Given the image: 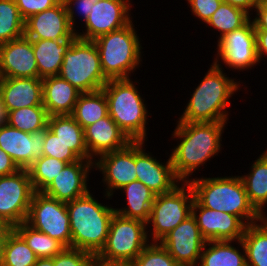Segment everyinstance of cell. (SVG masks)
Returning <instances> with one entry per match:
<instances>
[{
	"instance_id": "obj_39",
	"label": "cell",
	"mask_w": 267,
	"mask_h": 266,
	"mask_svg": "<svg viewBox=\"0 0 267 266\" xmlns=\"http://www.w3.org/2000/svg\"><path fill=\"white\" fill-rule=\"evenodd\" d=\"M43 155L64 161L67 164L78 161L80 158L48 127H46V137L43 146Z\"/></svg>"
},
{
	"instance_id": "obj_46",
	"label": "cell",
	"mask_w": 267,
	"mask_h": 266,
	"mask_svg": "<svg viewBox=\"0 0 267 266\" xmlns=\"http://www.w3.org/2000/svg\"><path fill=\"white\" fill-rule=\"evenodd\" d=\"M256 36V51L259 63L263 55H267V31L255 30Z\"/></svg>"
},
{
	"instance_id": "obj_31",
	"label": "cell",
	"mask_w": 267,
	"mask_h": 266,
	"mask_svg": "<svg viewBox=\"0 0 267 266\" xmlns=\"http://www.w3.org/2000/svg\"><path fill=\"white\" fill-rule=\"evenodd\" d=\"M108 115V103L103 90L81 93L71 116L84 129Z\"/></svg>"
},
{
	"instance_id": "obj_47",
	"label": "cell",
	"mask_w": 267,
	"mask_h": 266,
	"mask_svg": "<svg viewBox=\"0 0 267 266\" xmlns=\"http://www.w3.org/2000/svg\"><path fill=\"white\" fill-rule=\"evenodd\" d=\"M222 2L240 8L251 15L250 11L256 8V6L260 3V0H222Z\"/></svg>"
},
{
	"instance_id": "obj_2",
	"label": "cell",
	"mask_w": 267,
	"mask_h": 266,
	"mask_svg": "<svg viewBox=\"0 0 267 266\" xmlns=\"http://www.w3.org/2000/svg\"><path fill=\"white\" fill-rule=\"evenodd\" d=\"M219 62L220 59L210 66L177 122H227L229 114L226 108L241 84L227 77Z\"/></svg>"
},
{
	"instance_id": "obj_16",
	"label": "cell",
	"mask_w": 267,
	"mask_h": 266,
	"mask_svg": "<svg viewBox=\"0 0 267 266\" xmlns=\"http://www.w3.org/2000/svg\"><path fill=\"white\" fill-rule=\"evenodd\" d=\"M46 128L34 133L18 130L9 124L0 126V148L20 169H28L43 155Z\"/></svg>"
},
{
	"instance_id": "obj_45",
	"label": "cell",
	"mask_w": 267,
	"mask_h": 266,
	"mask_svg": "<svg viewBox=\"0 0 267 266\" xmlns=\"http://www.w3.org/2000/svg\"><path fill=\"white\" fill-rule=\"evenodd\" d=\"M19 169L14 160L0 148V177L13 174Z\"/></svg>"
},
{
	"instance_id": "obj_8",
	"label": "cell",
	"mask_w": 267,
	"mask_h": 266,
	"mask_svg": "<svg viewBox=\"0 0 267 266\" xmlns=\"http://www.w3.org/2000/svg\"><path fill=\"white\" fill-rule=\"evenodd\" d=\"M173 190L160 195H155L151 206L150 217L147 226L150 229L152 242H160L182 221L192 214L194 195L188 182H181Z\"/></svg>"
},
{
	"instance_id": "obj_21",
	"label": "cell",
	"mask_w": 267,
	"mask_h": 266,
	"mask_svg": "<svg viewBox=\"0 0 267 266\" xmlns=\"http://www.w3.org/2000/svg\"><path fill=\"white\" fill-rule=\"evenodd\" d=\"M92 168L94 160L79 159L66 164L43 193L65 203L87 194L90 190L88 175Z\"/></svg>"
},
{
	"instance_id": "obj_48",
	"label": "cell",
	"mask_w": 267,
	"mask_h": 266,
	"mask_svg": "<svg viewBox=\"0 0 267 266\" xmlns=\"http://www.w3.org/2000/svg\"><path fill=\"white\" fill-rule=\"evenodd\" d=\"M92 266H133L132 262L126 261H112L94 256Z\"/></svg>"
},
{
	"instance_id": "obj_43",
	"label": "cell",
	"mask_w": 267,
	"mask_h": 266,
	"mask_svg": "<svg viewBox=\"0 0 267 266\" xmlns=\"http://www.w3.org/2000/svg\"><path fill=\"white\" fill-rule=\"evenodd\" d=\"M187 2L193 15L206 23L219 8L222 0H187Z\"/></svg>"
},
{
	"instance_id": "obj_1",
	"label": "cell",
	"mask_w": 267,
	"mask_h": 266,
	"mask_svg": "<svg viewBox=\"0 0 267 266\" xmlns=\"http://www.w3.org/2000/svg\"><path fill=\"white\" fill-rule=\"evenodd\" d=\"M227 122H178L172 138L180 142L170 158L176 176L188 182L189 176L221 150L222 133Z\"/></svg>"
},
{
	"instance_id": "obj_41",
	"label": "cell",
	"mask_w": 267,
	"mask_h": 266,
	"mask_svg": "<svg viewBox=\"0 0 267 266\" xmlns=\"http://www.w3.org/2000/svg\"><path fill=\"white\" fill-rule=\"evenodd\" d=\"M61 0H15L24 20L57 5Z\"/></svg>"
},
{
	"instance_id": "obj_18",
	"label": "cell",
	"mask_w": 267,
	"mask_h": 266,
	"mask_svg": "<svg viewBox=\"0 0 267 266\" xmlns=\"http://www.w3.org/2000/svg\"><path fill=\"white\" fill-rule=\"evenodd\" d=\"M74 34L63 0L25 20L24 35L30 40H67Z\"/></svg>"
},
{
	"instance_id": "obj_51",
	"label": "cell",
	"mask_w": 267,
	"mask_h": 266,
	"mask_svg": "<svg viewBox=\"0 0 267 266\" xmlns=\"http://www.w3.org/2000/svg\"><path fill=\"white\" fill-rule=\"evenodd\" d=\"M32 266H54L53 258H37Z\"/></svg>"
},
{
	"instance_id": "obj_28",
	"label": "cell",
	"mask_w": 267,
	"mask_h": 266,
	"mask_svg": "<svg viewBox=\"0 0 267 266\" xmlns=\"http://www.w3.org/2000/svg\"><path fill=\"white\" fill-rule=\"evenodd\" d=\"M232 240L207 241L197 266H247L245 248L241 240L237 244L243 252L232 245ZM207 246V247H206Z\"/></svg>"
},
{
	"instance_id": "obj_23",
	"label": "cell",
	"mask_w": 267,
	"mask_h": 266,
	"mask_svg": "<svg viewBox=\"0 0 267 266\" xmlns=\"http://www.w3.org/2000/svg\"><path fill=\"white\" fill-rule=\"evenodd\" d=\"M0 98L8 112L24 107L43 106L42 79L2 78Z\"/></svg>"
},
{
	"instance_id": "obj_26",
	"label": "cell",
	"mask_w": 267,
	"mask_h": 266,
	"mask_svg": "<svg viewBox=\"0 0 267 266\" xmlns=\"http://www.w3.org/2000/svg\"><path fill=\"white\" fill-rule=\"evenodd\" d=\"M48 129L62 140L80 159H93L86 148L84 129L71 115H53L48 117Z\"/></svg>"
},
{
	"instance_id": "obj_25",
	"label": "cell",
	"mask_w": 267,
	"mask_h": 266,
	"mask_svg": "<svg viewBox=\"0 0 267 266\" xmlns=\"http://www.w3.org/2000/svg\"><path fill=\"white\" fill-rule=\"evenodd\" d=\"M77 38L74 34L67 40H32L38 67V78L57 76L60 73L66 51Z\"/></svg>"
},
{
	"instance_id": "obj_52",
	"label": "cell",
	"mask_w": 267,
	"mask_h": 266,
	"mask_svg": "<svg viewBox=\"0 0 267 266\" xmlns=\"http://www.w3.org/2000/svg\"><path fill=\"white\" fill-rule=\"evenodd\" d=\"M3 244L4 242H0V266H2Z\"/></svg>"
},
{
	"instance_id": "obj_14",
	"label": "cell",
	"mask_w": 267,
	"mask_h": 266,
	"mask_svg": "<svg viewBox=\"0 0 267 266\" xmlns=\"http://www.w3.org/2000/svg\"><path fill=\"white\" fill-rule=\"evenodd\" d=\"M129 0H99L93 5L86 21L85 32L75 30L77 38L94 40L97 37L118 30L128 25L132 20Z\"/></svg>"
},
{
	"instance_id": "obj_36",
	"label": "cell",
	"mask_w": 267,
	"mask_h": 266,
	"mask_svg": "<svg viewBox=\"0 0 267 266\" xmlns=\"http://www.w3.org/2000/svg\"><path fill=\"white\" fill-rule=\"evenodd\" d=\"M48 114L44 106H30L9 111L8 124L18 130L34 133L47 127Z\"/></svg>"
},
{
	"instance_id": "obj_50",
	"label": "cell",
	"mask_w": 267,
	"mask_h": 266,
	"mask_svg": "<svg viewBox=\"0 0 267 266\" xmlns=\"http://www.w3.org/2000/svg\"><path fill=\"white\" fill-rule=\"evenodd\" d=\"M12 228L8 226L3 220L0 219V242H4L6 234L11 230Z\"/></svg>"
},
{
	"instance_id": "obj_3",
	"label": "cell",
	"mask_w": 267,
	"mask_h": 266,
	"mask_svg": "<svg viewBox=\"0 0 267 266\" xmlns=\"http://www.w3.org/2000/svg\"><path fill=\"white\" fill-rule=\"evenodd\" d=\"M194 199L203 207L237 216L246 226L263 218L250 204L240 176L190 178Z\"/></svg>"
},
{
	"instance_id": "obj_7",
	"label": "cell",
	"mask_w": 267,
	"mask_h": 266,
	"mask_svg": "<svg viewBox=\"0 0 267 266\" xmlns=\"http://www.w3.org/2000/svg\"><path fill=\"white\" fill-rule=\"evenodd\" d=\"M59 76L81 93L102 90L108 79L94 41L76 38L64 55Z\"/></svg>"
},
{
	"instance_id": "obj_19",
	"label": "cell",
	"mask_w": 267,
	"mask_h": 266,
	"mask_svg": "<svg viewBox=\"0 0 267 266\" xmlns=\"http://www.w3.org/2000/svg\"><path fill=\"white\" fill-rule=\"evenodd\" d=\"M143 144L144 141H136L137 180L155 195L170 192L182 182L174 172L170 156L166 163H160L149 152H145Z\"/></svg>"
},
{
	"instance_id": "obj_20",
	"label": "cell",
	"mask_w": 267,
	"mask_h": 266,
	"mask_svg": "<svg viewBox=\"0 0 267 266\" xmlns=\"http://www.w3.org/2000/svg\"><path fill=\"white\" fill-rule=\"evenodd\" d=\"M0 76L2 78H38L32 40L23 35L0 44Z\"/></svg>"
},
{
	"instance_id": "obj_42",
	"label": "cell",
	"mask_w": 267,
	"mask_h": 266,
	"mask_svg": "<svg viewBox=\"0 0 267 266\" xmlns=\"http://www.w3.org/2000/svg\"><path fill=\"white\" fill-rule=\"evenodd\" d=\"M98 1L99 0H63L66 10H67L69 23L74 30H75V22H76L75 12L78 13L77 16H80V15L81 17L83 16L84 20L82 21L85 22L88 15L90 14L91 9L93 8V5L97 3ZM75 8H76V11H75Z\"/></svg>"
},
{
	"instance_id": "obj_6",
	"label": "cell",
	"mask_w": 267,
	"mask_h": 266,
	"mask_svg": "<svg viewBox=\"0 0 267 266\" xmlns=\"http://www.w3.org/2000/svg\"><path fill=\"white\" fill-rule=\"evenodd\" d=\"M133 22L103 34L94 43L98 48L104 76L110 79H129L139 67L141 60V43ZM138 66V67H137Z\"/></svg>"
},
{
	"instance_id": "obj_34",
	"label": "cell",
	"mask_w": 267,
	"mask_h": 266,
	"mask_svg": "<svg viewBox=\"0 0 267 266\" xmlns=\"http://www.w3.org/2000/svg\"><path fill=\"white\" fill-rule=\"evenodd\" d=\"M250 19V15L244 10L222 2L206 22V25L208 24L217 29L218 32L220 31L219 41L227 33L244 26Z\"/></svg>"
},
{
	"instance_id": "obj_17",
	"label": "cell",
	"mask_w": 267,
	"mask_h": 266,
	"mask_svg": "<svg viewBox=\"0 0 267 266\" xmlns=\"http://www.w3.org/2000/svg\"><path fill=\"white\" fill-rule=\"evenodd\" d=\"M192 215L206 241L241 240L246 225L235 215L201 206L195 199Z\"/></svg>"
},
{
	"instance_id": "obj_24",
	"label": "cell",
	"mask_w": 267,
	"mask_h": 266,
	"mask_svg": "<svg viewBox=\"0 0 267 266\" xmlns=\"http://www.w3.org/2000/svg\"><path fill=\"white\" fill-rule=\"evenodd\" d=\"M80 94L59 75L42 79L43 106L48 116L71 115Z\"/></svg>"
},
{
	"instance_id": "obj_9",
	"label": "cell",
	"mask_w": 267,
	"mask_h": 266,
	"mask_svg": "<svg viewBox=\"0 0 267 266\" xmlns=\"http://www.w3.org/2000/svg\"><path fill=\"white\" fill-rule=\"evenodd\" d=\"M147 224L114 214L105 246L97 255L112 261L132 262L150 243Z\"/></svg>"
},
{
	"instance_id": "obj_32",
	"label": "cell",
	"mask_w": 267,
	"mask_h": 266,
	"mask_svg": "<svg viewBox=\"0 0 267 266\" xmlns=\"http://www.w3.org/2000/svg\"><path fill=\"white\" fill-rule=\"evenodd\" d=\"M13 229L24 239L37 258H53L66 248L56 239L32 228L26 222L15 226Z\"/></svg>"
},
{
	"instance_id": "obj_30",
	"label": "cell",
	"mask_w": 267,
	"mask_h": 266,
	"mask_svg": "<svg viewBox=\"0 0 267 266\" xmlns=\"http://www.w3.org/2000/svg\"><path fill=\"white\" fill-rule=\"evenodd\" d=\"M260 223L247 225L241 239L247 266H267V216Z\"/></svg>"
},
{
	"instance_id": "obj_4",
	"label": "cell",
	"mask_w": 267,
	"mask_h": 266,
	"mask_svg": "<svg viewBox=\"0 0 267 266\" xmlns=\"http://www.w3.org/2000/svg\"><path fill=\"white\" fill-rule=\"evenodd\" d=\"M90 191L66 203L72 248L96 256L105 246L115 208L98 202Z\"/></svg>"
},
{
	"instance_id": "obj_5",
	"label": "cell",
	"mask_w": 267,
	"mask_h": 266,
	"mask_svg": "<svg viewBox=\"0 0 267 266\" xmlns=\"http://www.w3.org/2000/svg\"><path fill=\"white\" fill-rule=\"evenodd\" d=\"M102 90L106 95L109 116L126 136L131 141H147L148 110L132 79H110Z\"/></svg>"
},
{
	"instance_id": "obj_49",
	"label": "cell",
	"mask_w": 267,
	"mask_h": 266,
	"mask_svg": "<svg viewBox=\"0 0 267 266\" xmlns=\"http://www.w3.org/2000/svg\"><path fill=\"white\" fill-rule=\"evenodd\" d=\"M8 114L9 112L0 98V126L8 124Z\"/></svg>"
},
{
	"instance_id": "obj_15",
	"label": "cell",
	"mask_w": 267,
	"mask_h": 266,
	"mask_svg": "<svg viewBox=\"0 0 267 266\" xmlns=\"http://www.w3.org/2000/svg\"><path fill=\"white\" fill-rule=\"evenodd\" d=\"M206 242L192 214L160 241L180 266H197Z\"/></svg>"
},
{
	"instance_id": "obj_44",
	"label": "cell",
	"mask_w": 267,
	"mask_h": 266,
	"mask_svg": "<svg viewBox=\"0 0 267 266\" xmlns=\"http://www.w3.org/2000/svg\"><path fill=\"white\" fill-rule=\"evenodd\" d=\"M256 18L252 19L255 30L267 31V0H260V3L254 9Z\"/></svg>"
},
{
	"instance_id": "obj_13",
	"label": "cell",
	"mask_w": 267,
	"mask_h": 266,
	"mask_svg": "<svg viewBox=\"0 0 267 266\" xmlns=\"http://www.w3.org/2000/svg\"><path fill=\"white\" fill-rule=\"evenodd\" d=\"M94 168L102 171L103 184L106 185L105 196L110 199L113 190H119L132 181L136 175V141H131L126 147L107 152L94 160Z\"/></svg>"
},
{
	"instance_id": "obj_33",
	"label": "cell",
	"mask_w": 267,
	"mask_h": 266,
	"mask_svg": "<svg viewBox=\"0 0 267 266\" xmlns=\"http://www.w3.org/2000/svg\"><path fill=\"white\" fill-rule=\"evenodd\" d=\"M36 260L35 253L12 228L4 239L2 266H32Z\"/></svg>"
},
{
	"instance_id": "obj_38",
	"label": "cell",
	"mask_w": 267,
	"mask_h": 266,
	"mask_svg": "<svg viewBox=\"0 0 267 266\" xmlns=\"http://www.w3.org/2000/svg\"><path fill=\"white\" fill-rule=\"evenodd\" d=\"M133 266H180L159 242H150L132 261Z\"/></svg>"
},
{
	"instance_id": "obj_35",
	"label": "cell",
	"mask_w": 267,
	"mask_h": 266,
	"mask_svg": "<svg viewBox=\"0 0 267 266\" xmlns=\"http://www.w3.org/2000/svg\"><path fill=\"white\" fill-rule=\"evenodd\" d=\"M25 20L15 0H0V44L24 35Z\"/></svg>"
},
{
	"instance_id": "obj_12",
	"label": "cell",
	"mask_w": 267,
	"mask_h": 266,
	"mask_svg": "<svg viewBox=\"0 0 267 266\" xmlns=\"http://www.w3.org/2000/svg\"><path fill=\"white\" fill-rule=\"evenodd\" d=\"M217 58H220L228 68L237 70H249L259 63L256 51L255 28L250 19L244 26L227 33L217 41Z\"/></svg>"
},
{
	"instance_id": "obj_27",
	"label": "cell",
	"mask_w": 267,
	"mask_h": 266,
	"mask_svg": "<svg viewBox=\"0 0 267 266\" xmlns=\"http://www.w3.org/2000/svg\"><path fill=\"white\" fill-rule=\"evenodd\" d=\"M126 195L127 207L115 208V213L129 219H137L147 223L155 194L142 182L135 180L122 187Z\"/></svg>"
},
{
	"instance_id": "obj_29",
	"label": "cell",
	"mask_w": 267,
	"mask_h": 266,
	"mask_svg": "<svg viewBox=\"0 0 267 266\" xmlns=\"http://www.w3.org/2000/svg\"><path fill=\"white\" fill-rule=\"evenodd\" d=\"M250 170L247 175L240 177L250 204L262 217H266L263 208L267 204V150L255 160Z\"/></svg>"
},
{
	"instance_id": "obj_40",
	"label": "cell",
	"mask_w": 267,
	"mask_h": 266,
	"mask_svg": "<svg viewBox=\"0 0 267 266\" xmlns=\"http://www.w3.org/2000/svg\"><path fill=\"white\" fill-rule=\"evenodd\" d=\"M94 256L76 248H65L53 257L54 266H92Z\"/></svg>"
},
{
	"instance_id": "obj_22",
	"label": "cell",
	"mask_w": 267,
	"mask_h": 266,
	"mask_svg": "<svg viewBox=\"0 0 267 266\" xmlns=\"http://www.w3.org/2000/svg\"><path fill=\"white\" fill-rule=\"evenodd\" d=\"M84 140L92 158L120 150L131 142L109 114L84 128Z\"/></svg>"
},
{
	"instance_id": "obj_10",
	"label": "cell",
	"mask_w": 267,
	"mask_h": 266,
	"mask_svg": "<svg viewBox=\"0 0 267 266\" xmlns=\"http://www.w3.org/2000/svg\"><path fill=\"white\" fill-rule=\"evenodd\" d=\"M26 223L56 239L66 248H72L70 218L65 202L35 191Z\"/></svg>"
},
{
	"instance_id": "obj_37",
	"label": "cell",
	"mask_w": 267,
	"mask_h": 266,
	"mask_svg": "<svg viewBox=\"0 0 267 266\" xmlns=\"http://www.w3.org/2000/svg\"><path fill=\"white\" fill-rule=\"evenodd\" d=\"M67 163L53 157L42 155L28 168L33 188L44 192Z\"/></svg>"
},
{
	"instance_id": "obj_11",
	"label": "cell",
	"mask_w": 267,
	"mask_h": 266,
	"mask_svg": "<svg viewBox=\"0 0 267 266\" xmlns=\"http://www.w3.org/2000/svg\"><path fill=\"white\" fill-rule=\"evenodd\" d=\"M35 190L28 169L0 177V219L8 226L26 222Z\"/></svg>"
}]
</instances>
